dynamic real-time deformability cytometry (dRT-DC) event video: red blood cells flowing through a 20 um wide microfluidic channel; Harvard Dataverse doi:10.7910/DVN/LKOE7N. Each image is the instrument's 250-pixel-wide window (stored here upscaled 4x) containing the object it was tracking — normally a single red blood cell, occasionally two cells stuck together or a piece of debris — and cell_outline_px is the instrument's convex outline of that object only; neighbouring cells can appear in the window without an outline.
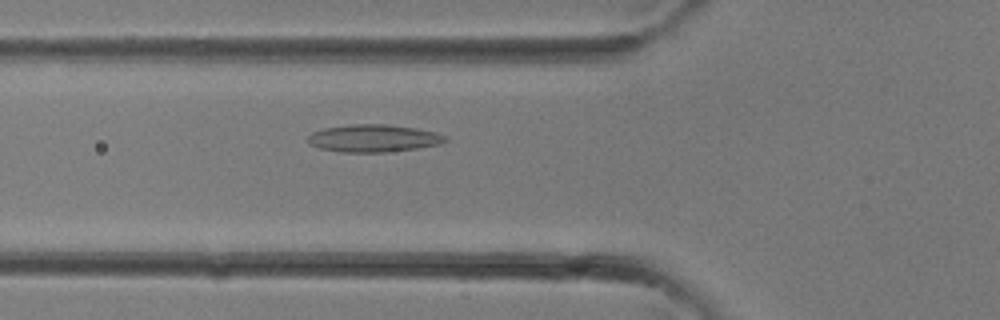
{"species": "common noctule bat (a hibernating species)", "species_latin": "Nyctalus noctula", "temperature_condition": "room temperature", "stored_images_in_passage": 28, "camera_frame_rate_fps": 3000, "um_per_image_px": 0.085, "animal": {"sex": "female"}, "frame": {"image": 1, "passage_image": 7, "time_ms": 2.0, "image_size_px": [1000, 320], "cell_outline_px": [[448, 140], [440, 144], [416, 148], [384, 152], [340, 152], [320, 148], [308, 144], [308, 136], [312, 132], [324, 128], [352, 124], [388, 124], [416, 128], [436, 132], [448, 136]], "centroid_in_image_um": [31.76, 11.75], "position_along_channel_um": 94.0, "area_um2": 22.08}}
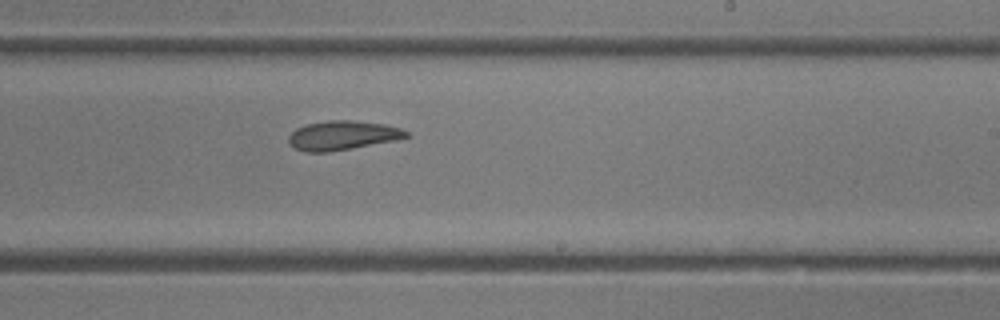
{"frame": {"image": 2, "passage_image": 15, "time_ms": 4.667, "image_size_px": [1000, 320], "cell_outline_px": [[408, 136], [396, 140], [352, 148], [328, 152], [304, 152], [288, 144], [288, 136], [296, 128], [308, 124], [328, 120], [352, 120], [384, 124], [400, 128], [408, 132]], "centroid_in_image_um": [29.08, 11.51], "position_along_channel_um": 259.9, "area_um2": 19.94}}
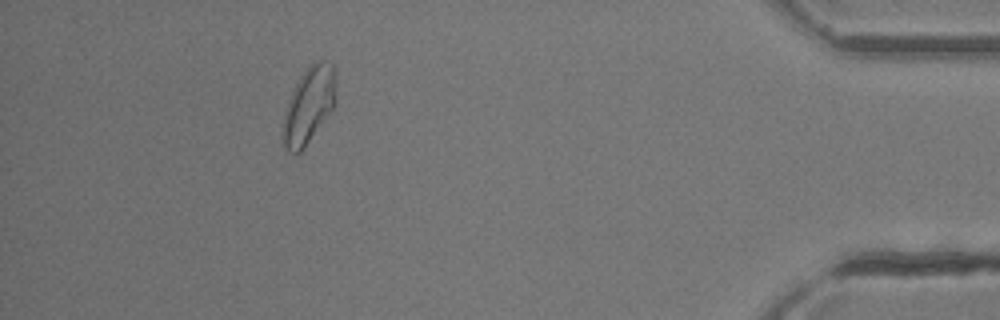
{"frame": {"image": 3, "passage_image": 25, "time_ms": 8.0, "image_size_px": [1000, 320], "cell_outline_px": [[336, 84], [332, 108], [304, 148], [296, 156], [288, 152], [284, 148], [284, 112], [288, 100], [300, 76], [312, 64], [320, 60], [324, 60], [332, 64], [336, 72]], "centroid_in_image_um": [26.24, 8.95], "position_along_channel_um": 409.0, "area_um2": 23.06}}